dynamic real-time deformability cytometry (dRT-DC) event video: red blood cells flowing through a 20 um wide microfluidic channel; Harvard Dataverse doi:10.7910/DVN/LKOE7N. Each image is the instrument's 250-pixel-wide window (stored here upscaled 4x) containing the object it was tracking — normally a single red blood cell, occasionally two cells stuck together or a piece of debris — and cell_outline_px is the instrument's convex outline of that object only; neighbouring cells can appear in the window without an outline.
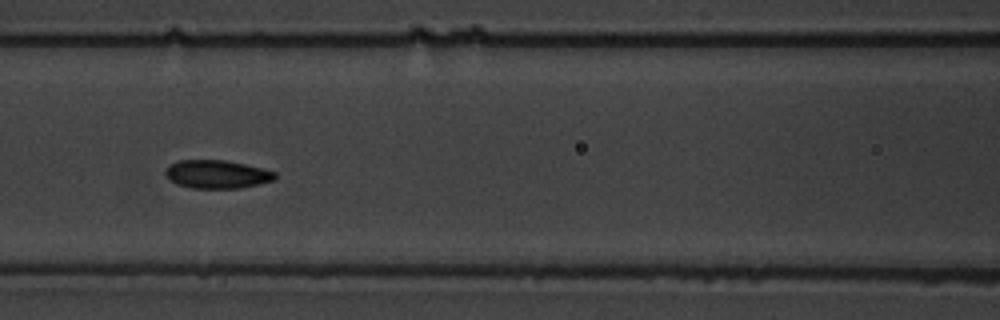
{"species": "common noctule bat (a hibernating species)", "species_latin": "Nyctalus noctula", "temperature_condition": "warm", "stored_images_in_passage": 11, "camera_frame_rate_fps": 3000, "um_per_image_px": 0.085, "animal": {"sex": "male", "body_mass_g": 19.5, "forearm_length_mm": 54.6}, "frame": {"image": 1, "passage_image": 7, "time_ms": 7.667, "image_size_px": [1000, 320], "cell_outline_px": [[276, 176], [272, 180], [240, 188], [192, 188], [176, 184], [164, 172], [172, 164], [180, 160], [224, 160], [244, 164], [276, 172]], "centroid_in_image_um": [18.44, 14.81], "position_along_channel_um": 148.2, "area_um2": 17.63}}
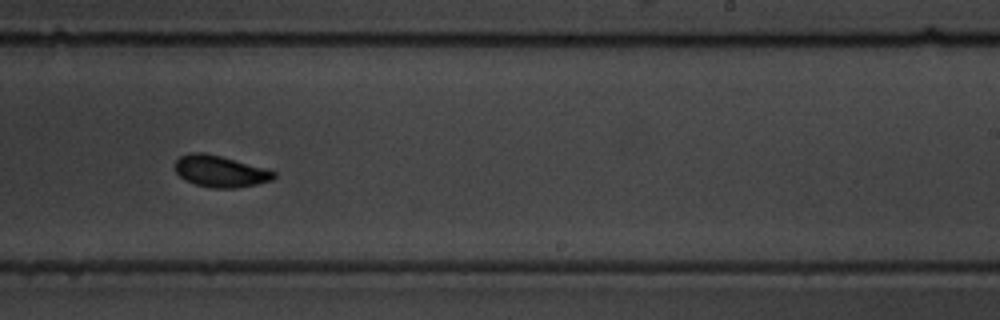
{"frame": {"image": 2, "passage_image": 10, "time_ms": 11.333, "image_size_px": [1000, 320], "cell_outline_px": [[276, 176], [272, 180], [256, 184], [236, 188], [212, 188], [196, 184], [184, 180], [176, 172], [176, 160], [180, 156], [188, 152], [204, 152], [220, 156], [264, 168], [276, 172]], "centroid_in_image_um": [18.7, 14.56], "position_along_channel_um": 270.3, "area_um2": 18.03}}
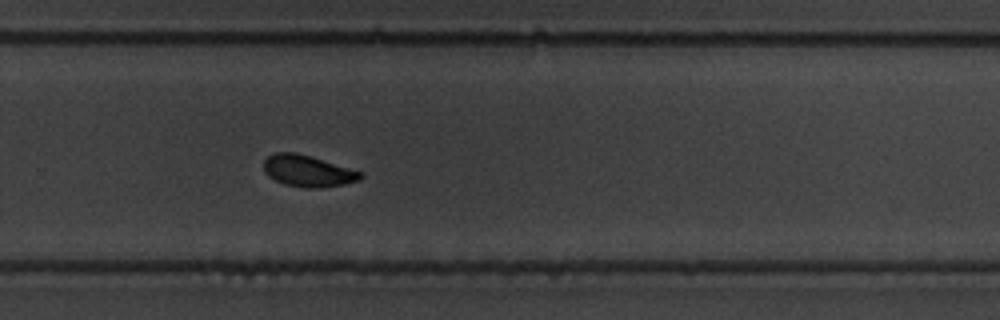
{"frame": {"image": 3, "passage_image": 11, "time_ms": 12.333, "image_size_px": [1000, 320], "cell_outline_px": [[364, 176], [360, 180], [344, 184], [320, 188], [304, 188], [284, 184], [268, 176], [264, 172], [264, 160], [268, 156], [276, 152], [296, 152], [364, 172]], "centroid_in_image_um": [26.18, 14.54], "position_along_channel_um": 303.6, "area_um2": 17.86}}